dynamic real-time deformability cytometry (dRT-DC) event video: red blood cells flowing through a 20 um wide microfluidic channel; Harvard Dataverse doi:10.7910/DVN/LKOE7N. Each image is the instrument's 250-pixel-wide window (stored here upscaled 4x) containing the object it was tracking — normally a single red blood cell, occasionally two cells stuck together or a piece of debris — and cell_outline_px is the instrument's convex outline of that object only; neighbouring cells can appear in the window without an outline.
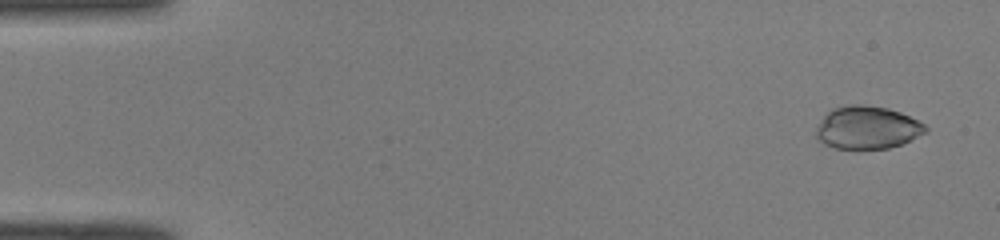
{"species": "common noctule bat (a hibernating species)", "species_latin": "Nyctalus noctula", "temperature_condition": "room temperature", "stored_images_in_passage": 48, "camera_frame_rate_fps": 3000, "um_per_image_px": 0.085, "animal": {"sex": "male", "body_mass_g": 19.0, "forearm_length_mm": 50.8}, "frame": {"image": 1, "passage_image": 1, "time_ms": 0.0, "image_size_px": [1000, 240], "cell_outline_px": [[928, 132], [900, 144], [888, 148], [836, 148], [824, 144], [816, 136], [816, 128], [824, 116], [832, 108], [852, 104], [860, 104], [888, 108], [900, 112], [924, 124], [928, 128]], "centroid_in_image_um": [73.72, 10.83], "position_along_channel_um": 11.3, "area_um2": 26.99}}
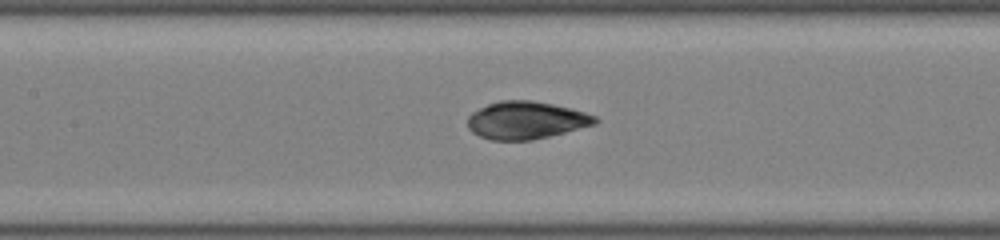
{"frame": {"image": 2, "passage_image": 22, "time_ms": 7.0, "image_size_px": [1000, 240], "cell_outline_px": [[600, 120], [596, 124], [532, 140], [492, 140], [480, 136], [472, 132], [468, 128], [468, 116], [472, 112], [488, 104], [500, 100], [532, 100], [552, 104], [584, 112], [596, 116]], "centroid_in_image_um": [44.7, 10.22], "position_along_channel_um": 162.7, "area_um2": 27.74}}
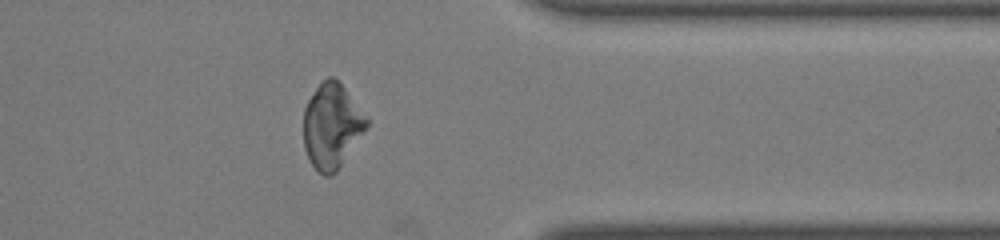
{"frame": {"image": 3, "passage_image": 39, "time_ms": 12.667, "image_size_px": [1000, 240], "cell_outline_px": [[368, 124], [336, 172], [332, 176], [324, 176], [312, 164], [304, 148], [304, 108], [308, 100], [316, 88], [328, 76], [332, 76], [344, 88], [368, 120]], "centroid_in_image_um": [28.16, 10.72], "position_along_channel_um": 383.2, "area_um2": 30.29}, "authors_computed_cell_mechanics": {"area_um2": 28.0908, "velocity_mm_per_s": 4.0657, "shape_relaxation_time_tau1_ms": 4.4935, "shape_relaxation_time_tau2_ms": 1.0306, "deformation_change_tau1": 0.138, "deformation_change_tau2": 0.0343}}